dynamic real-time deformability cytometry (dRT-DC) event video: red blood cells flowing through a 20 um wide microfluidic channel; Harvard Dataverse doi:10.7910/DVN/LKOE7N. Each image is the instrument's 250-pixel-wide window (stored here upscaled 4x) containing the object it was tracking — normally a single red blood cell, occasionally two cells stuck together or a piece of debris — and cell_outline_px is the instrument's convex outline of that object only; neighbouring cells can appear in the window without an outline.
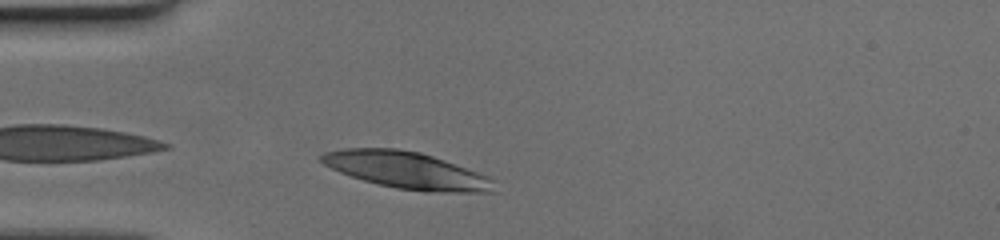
{"species": "human", "species_latin": "Homo sapiens", "temperature_condition": "cold", "stored_images_in_passage": 29, "camera_frame_rate_fps": 3000, "um_per_image_px": 0.085, "donor": {"sex": "female"}, "frame": {"image": 1, "passage_image": 2, "time_ms": 0.333, "image_size_px": [1000, 240], "cell_outline_px": [[496, 192], [424, 192], [396, 188], [376, 184], [340, 172], [324, 164], [320, 160], [320, 156], [324, 152], [344, 148], [396, 148], [420, 152], [444, 160], [488, 176], [492, 180]], "centroid_in_image_um": [34.56, 14.48], "position_along_channel_um": 50.4, "area_um2": 36.88}}
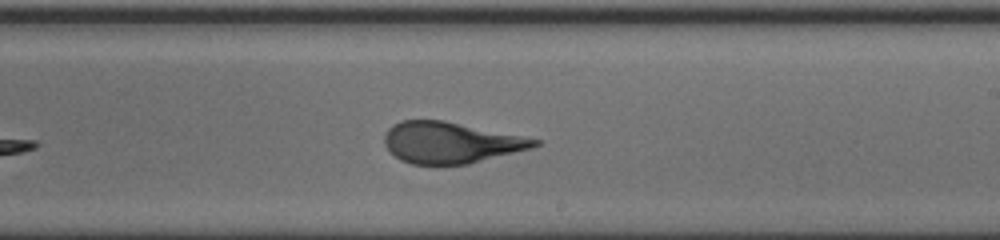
{"frame": {"image": 2, "passage_image": 18, "time_ms": 5.667, "image_size_px": [1000, 240], "cell_outline_px": [[544, 140], [540, 144], [532, 148], [468, 164], [412, 164], [400, 160], [384, 144], [384, 132], [392, 124], [400, 120], [444, 120]], "centroid_in_image_um": [38.31, 12.1], "position_along_channel_um": 250.7, "area_um2": 36.13}}
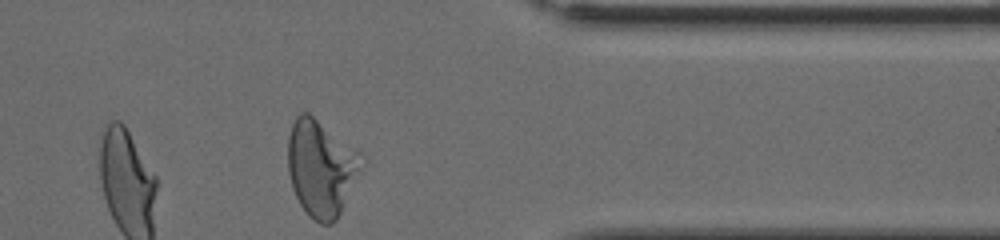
{"frame": {"image": 3, "passage_image": 29, "time_ms": 9.333, "image_size_px": [1000, 240], "cell_outline_px": [[364, 164], [336, 220], [332, 224], [320, 224], [312, 220], [304, 212], [292, 188], [288, 172], [288, 136], [292, 124], [296, 116], [300, 112], [308, 112], [356, 148], [360, 152]], "centroid_in_image_um": [27.28, 14.28], "position_along_channel_um": 384.1, "area_um2": 41.56}}